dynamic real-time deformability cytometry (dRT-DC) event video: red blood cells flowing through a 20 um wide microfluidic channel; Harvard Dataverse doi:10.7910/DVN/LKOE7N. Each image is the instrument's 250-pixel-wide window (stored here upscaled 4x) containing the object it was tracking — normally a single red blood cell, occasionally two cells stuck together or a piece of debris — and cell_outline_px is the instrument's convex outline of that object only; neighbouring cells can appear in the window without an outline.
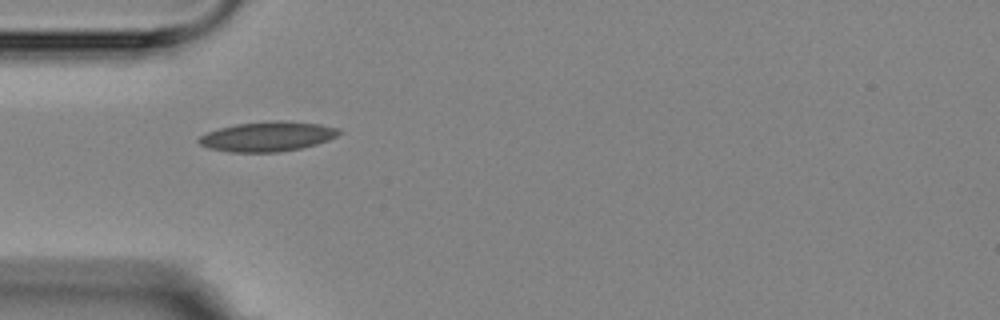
{"species": "Egyptian fruit bat (a non-hibernating species)", "species_latin": "Rousettus aegyptiacus", "temperature_condition": "room temperature", "stored_images_in_passage": 1, "camera_frame_rate_fps": 3000, "um_per_image_px": 0.085, "animal": {"sex": "female"}, "frame": {"image": 1, "passage_image": 1, "time_ms": 0.0, "image_size_px": [1000, 320], "cell_outline_px": [[344, 132], [328, 140], [316, 144], [300, 148], [276, 152], [228, 152], [208, 148], [200, 144], [196, 140], [200, 136], [208, 132], [220, 128], [236, 124], [276, 120], [280, 120], [320, 124], [340, 128]], "centroid_in_image_um": [22.75, 11.6], "position_along_channel_um": 62.2, "area_um2": 24.33}}